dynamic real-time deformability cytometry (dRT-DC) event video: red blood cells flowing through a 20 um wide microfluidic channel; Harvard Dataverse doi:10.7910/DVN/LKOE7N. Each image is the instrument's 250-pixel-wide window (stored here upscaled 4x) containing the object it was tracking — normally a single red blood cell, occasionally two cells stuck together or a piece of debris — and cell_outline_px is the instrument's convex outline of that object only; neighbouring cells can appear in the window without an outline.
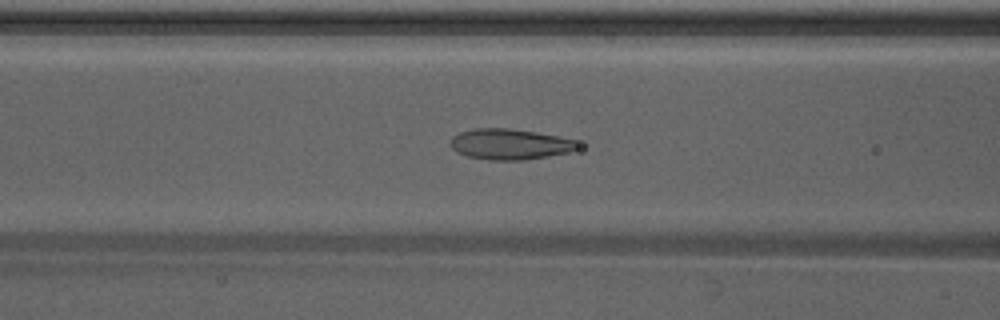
{"species": "Egyptian fruit bat (a non-hibernating species)", "species_latin": "Rousettus aegyptiacus", "temperature_condition": "warm", "stored_images_in_passage": 28, "camera_frame_rate_fps": 3000, "um_per_image_px": 0.085, "animal": {"sex": "male"}, "frame": {"image": 1, "passage_image": 13, "time_ms": 4.0, "image_size_px": [1000, 320], "cell_outline_px": [[580, 148], [568, 152], [548, 156], [520, 160], [488, 160], [468, 156], [456, 152], [448, 144], [448, 140], [452, 136], [460, 132], [476, 128], [508, 128], [536, 132], [576, 140], [580, 144]], "centroid_in_image_um": [43.3, 12.25], "position_along_channel_um": 123.3, "area_um2": 22.89}}
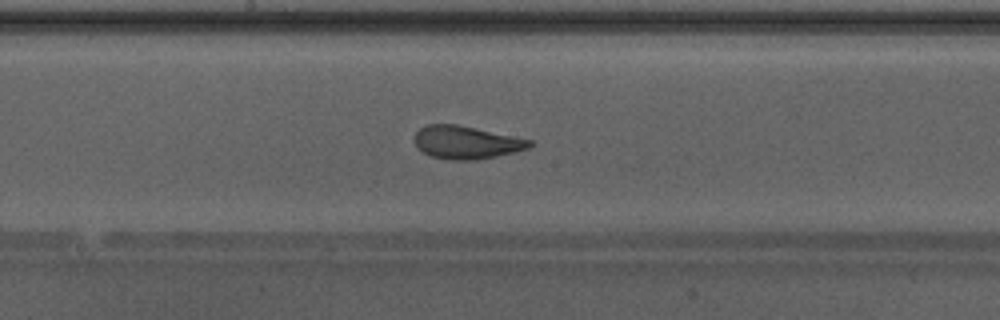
{"frame": {"image": 2, "passage_image": 19, "time_ms": 6.0, "image_size_px": [1000, 320], "cell_outline_px": [[536, 144], [532, 148], [496, 156], [472, 160], [448, 160], [432, 156], [416, 148], [412, 140], [416, 132], [420, 128], [428, 124], [456, 124], [476, 128], [532, 140]], "centroid_in_image_um": [39.63, 12.1], "position_along_channel_um": 208.6, "area_um2": 22.31}}
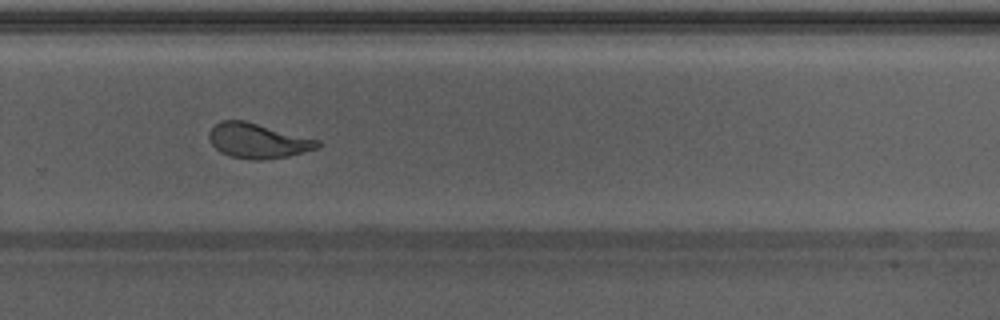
{"frame": {"image": 3, "passage_image": 26, "time_ms": 8.333, "image_size_px": [1000, 320], "cell_outline_px": [[320, 148], [288, 156], [260, 160], [252, 160], [232, 156], [220, 152], [212, 144], [208, 136], [208, 132], [220, 120], [244, 120], [320, 140]], "centroid_in_image_um": [21.92, 11.96], "position_along_channel_um": 307.9, "area_um2": 22.02}}